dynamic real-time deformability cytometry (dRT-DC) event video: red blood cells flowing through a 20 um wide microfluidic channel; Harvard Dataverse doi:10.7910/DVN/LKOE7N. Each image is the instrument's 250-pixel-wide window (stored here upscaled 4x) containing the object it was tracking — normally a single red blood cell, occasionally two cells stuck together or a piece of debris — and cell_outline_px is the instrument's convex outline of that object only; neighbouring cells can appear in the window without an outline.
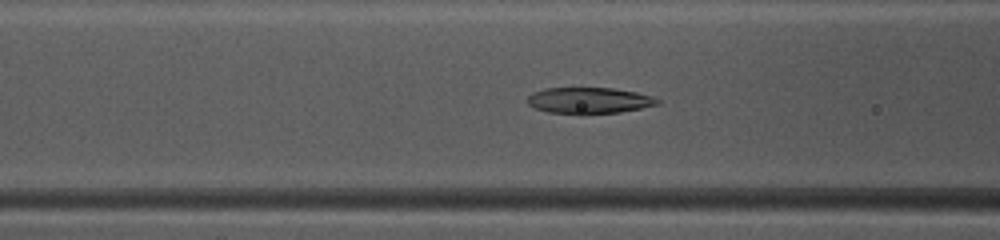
{"species": "common noctule bat (a hibernating species)", "species_latin": "Nyctalus noctula", "temperature_condition": "warm", "stored_images_in_passage": 46, "camera_frame_rate_fps": 3000, "um_per_image_px": 0.085, "animal": {"sex": "female", "body_mass_g": 10.0, "forearm_length_mm": 53.1}, "frame": {"image": 1, "passage_image": 17, "time_ms": 5.333, "image_size_px": [1000, 240], "cell_outline_px": [[660, 104], [620, 112], [584, 116], [580, 116], [548, 112], [536, 108], [528, 104], [528, 96], [532, 92], [544, 88], [612, 88], [636, 92], [652, 96], [660, 100]], "centroid_in_image_um": [50.06, 8.57], "position_along_channel_um": 116.5, "area_um2": 20.35}}
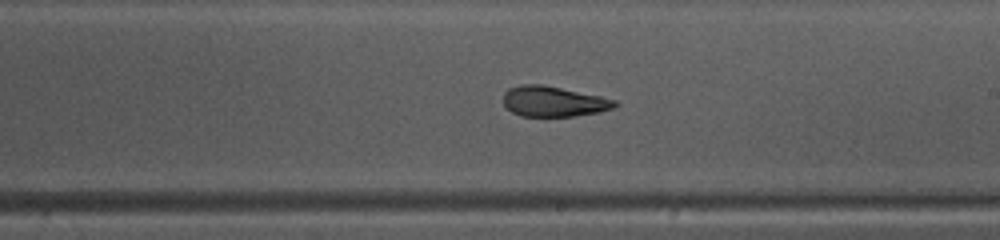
{"frame": {"image": 2, "passage_image": 26, "time_ms": 8.333, "image_size_px": [1000, 240], "cell_outline_px": [[620, 104], [612, 108], [600, 112], [576, 116], [520, 116], [512, 112], [504, 104], [504, 92], [508, 88], [520, 84], [544, 84], [600, 96], [616, 100]], "centroid_in_image_um": [47.06, 8.61], "position_along_channel_um": 241.9, "area_um2": 19.88}}
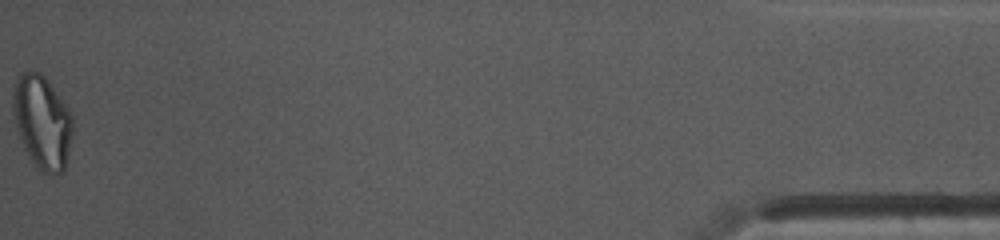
{"frame": {"image": 3, "passage_image": 46, "time_ms": 15.0, "image_size_px": [1000, 240], "cell_outline_px": [[72, 132], [64, 172], [52, 176], [44, 172], [28, 156], [24, 148], [12, 112], [12, 92], [16, 80], [24, 72], [32, 68], [40, 72], [48, 80], [68, 108], [72, 116]], "centroid_in_image_um": [3.58, 10.34], "position_along_channel_um": 431.6, "area_um2": 32.37}, "authors_computed_cell_mechanics": {"area_um2": 21.2704, "velocity_mm_per_s": 4.1673, "shape_relaxation_time_tau1_ms": 4.123, "shape_relaxation_time_tau2_ms": 1.8212, "deformation_change_tau1": 0.1779, "deformation_change_tau2": 0.1028}}